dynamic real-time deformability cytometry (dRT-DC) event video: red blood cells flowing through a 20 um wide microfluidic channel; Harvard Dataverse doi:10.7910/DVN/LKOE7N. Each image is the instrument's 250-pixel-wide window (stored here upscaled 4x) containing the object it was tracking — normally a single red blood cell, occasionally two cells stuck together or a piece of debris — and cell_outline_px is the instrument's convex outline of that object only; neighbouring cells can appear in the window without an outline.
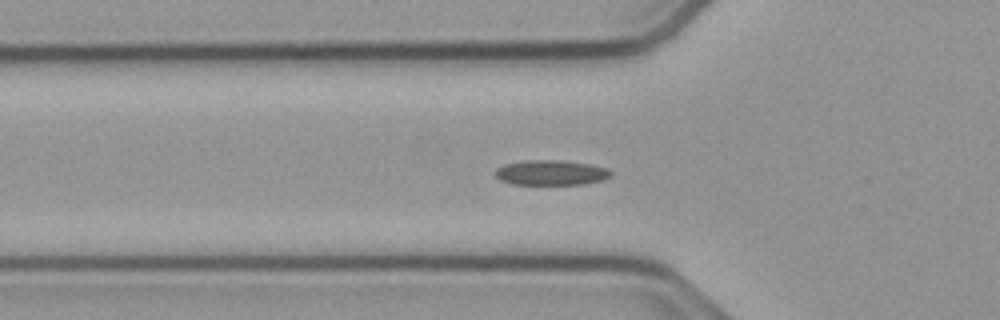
{"species": "common noctule bat (a hibernating species)", "species_latin": "Nyctalus noctula", "temperature_condition": "cold", "stored_images_in_passage": 41, "camera_frame_rate_fps": 3000, "um_per_image_px": 0.085, "animal": {"sex": "male", "body_mass_g": 23.1, "forearm_length_mm": 52.7}, "frame": {"image": 1, "passage_image": 4, "time_ms": 1.0, "image_size_px": [1000, 320], "cell_outline_px": [[612, 176], [604, 180], [588, 184], [512, 184], [500, 180], [496, 176], [496, 168], [504, 164], [528, 160], [556, 160], [588, 164], [608, 168], [612, 172]], "centroid_in_image_um": [46.87, 14.68], "position_along_channel_um": 78.9, "area_um2": 16.88}}
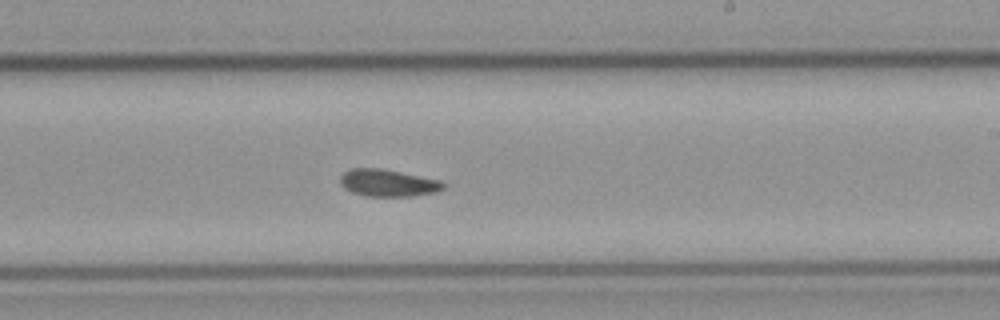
{"frame": {"image": 2, "passage_image": 18, "time_ms": 5.667, "image_size_px": [1000, 320], "cell_outline_px": [[448, 184], [444, 188], [436, 192], [412, 196], [368, 196], [352, 192], [344, 188], [340, 184], [340, 176], [344, 172], [352, 168], [380, 168], [440, 180]], "centroid_in_image_um": [32.98, 15.55], "position_along_channel_um": 256.0, "area_um2": 16.3}}
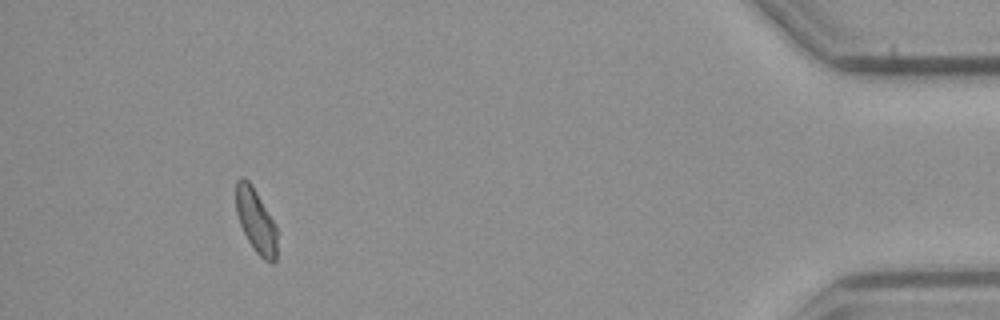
{"frame": {"image": 3, "passage_image": 36, "time_ms": 11.667, "image_size_px": [1000, 320], "cell_outline_px": [[276, 260], [272, 264], [264, 260], [256, 252], [248, 240], [240, 224], [236, 212], [236, 180], [244, 176], [252, 184], [276, 224]], "centroid_in_image_um": [21.75, 18.74], "position_along_channel_um": 413.4, "area_um2": 15.37}}